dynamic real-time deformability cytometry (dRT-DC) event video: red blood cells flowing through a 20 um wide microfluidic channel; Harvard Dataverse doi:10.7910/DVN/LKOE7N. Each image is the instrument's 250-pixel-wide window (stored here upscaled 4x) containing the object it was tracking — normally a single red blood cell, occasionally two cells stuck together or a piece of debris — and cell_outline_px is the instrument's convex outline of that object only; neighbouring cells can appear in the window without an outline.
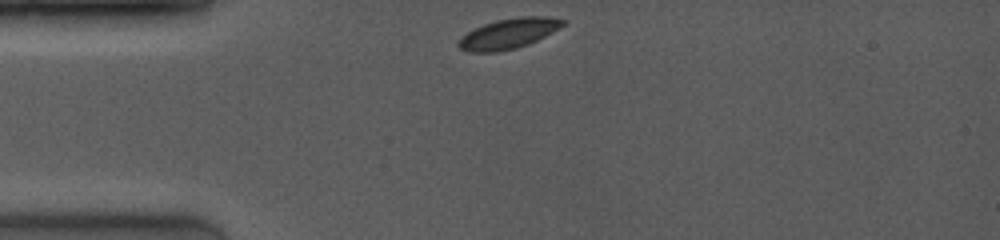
{"species": "common noctule bat (a hibernating species)", "species_latin": "Nyctalus noctula", "temperature_condition": "room temperature", "stored_images_in_passage": 5, "camera_frame_rate_fps": 4000, "um_per_image_px": 0.085, "animal": {"sex": "female", "body_mass_g": 19.0, "forearm_length_mm": 53.3}, "frame": {"image": 1, "passage_image": 1, "time_ms": 0.0, "image_size_px": [1000, 240], "cell_outline_px": [[568, 20], [564, 24], [552, 32], [528, 44], [516, 48], [500, 52], [468, 52], [460, 48], [456, 44], [460, 36], [484, 24], [496, 20], [520, 16], [548, 16]], "centroid_in_image_um": [43.21, 2.85], "position_along_channel_um": 41.8, "area_um2": 18.44}}
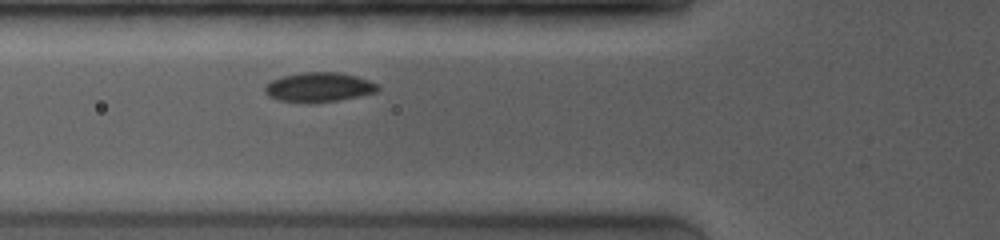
{"frame": {"image": 2, "passage_image": 5, "time_ms": 2.0, "image_size_px": [1000, 240], "cell_outline_px": [[380, 88], [376, 92], [340, 100], [308, 104], [276, 100], [268, 96], [264, 92], [264, 88], [272, 80], [284, 76], [304, 72], [336, 72], [356, 76], [368, 80], [376, 84]], "centroid_in_image_um": [27.07, 7.43], "position_along_channel_um": 98.7, "area_um2": 19.48}}